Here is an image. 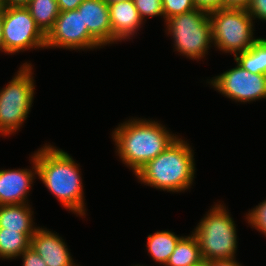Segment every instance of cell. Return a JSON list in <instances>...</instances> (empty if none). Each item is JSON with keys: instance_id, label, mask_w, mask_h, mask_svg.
<instances>
[{"instance_id": "obj_25", "label": "cell", "mask_w": 266, "mask_h": 266, "mask_svg": "<svg viewBox=\"0 0 266 266\" xmlns=\"http://www.w3.org/2000/svg\"><path fill=\"white\" fill-rule=\"evenodd\" d=\"M21 256L22 266H47L43 259L31 247L25 250Z\"/></svg>"}, {"instance_id": "obj_23", "label": "cell", "mask_w": 266, "mask_h": 266, "mask_svg": "<svg viewBox=\"0 0 266 266\" xmlns=\"http://www.w3.org/2000/svg\"><path fill=\"white\" fill-rule=\"evenodd\" d=\"M248 212L246 214L248 224L266 236V200Z\"/></svg>"}, {"instance_id": "obj_9", "label": "cell", "mask_w": 266, "mask_h": 266, "mask_svg": "<svg viewBox=\"0 0 266 266\" xmlns=\"http://www.w3.org/2000/svg\"><path fill=\"white\" fill-rule=\"evenodd\" d=\"M234 68L210 79L207 83L235 102H252L266 99V75L254 74L238 63Z\"/></svg>"}, {"instance_id": "obj_26", "label": "cell", "mask_w": 266, "mask_h": 266, "mask_svg": "<svg viewBox=\"0 0 266 266\" xmlns=\"http://www.w3.org/2000/svg\"><path fill=\"white\" fill-rule=\"evenodd\" d=\"M197 9L205 12H212L218 9H223V0H193Z\"/></svg>"}, {"instance_id": "obj_11", "label": "cell", "mask_w": 266, "mask_h": 266, "mask_svg": "<svg viewBox=\"0 0 266 266\" xmlns=\"http://www.w3.org/2000/svg\"><path fill=\"white\" fill-rule=\"evenodd\" d=\"M31 156L32 169L0 170V205L29 203L27 196L37 176L35 156Z\"/></svg>"}, {"instance_id": "obj_1", "label": "cell", "mask_w": 266, "mask_h": 266, "mask_svg": "<svg viewBox=\"0 0 266 266\" xmlns=\"http://www.w3.org/2000/svg\"><path fill=\"white\" fill-rule=\"evenodd\" d=\"M34 156L38 179L68 211L85 216L86 203L79 164L64 150L47 143Z\"/></svg>"}, {"instance_id": "obj_4", "label": "cell", "mask_w": 266, "mask_h": 266, "mask_svg": "<svg viewBox=\"0 0 266 266\" xmlns=\"http://www.w3.org/2000/svg\"><path fill=\"white\" fill-rule=\"evenodd\" d=\"M192 234L196 237L203 261L234 259L237 250V229L223 204L206 212Z\"/></svg>"}, {"instance_id": "obj_22", "label": "cell", "mask_w": 266, "mask_h": 266, "mask_svg": "<svg viewBox=\"0 0 266 266\" xmlns=\"http://www.w3.org/2000/svg\"><path fill=\"white\" fill-rule=\"evenodd\" d=\"M142 20L145 17L162 16L164 18L162 0H133Z\"/></svg>"}, {"instance_id": "obj_13", "label": "cell", "mask_w": 266, "mask_h": 266, "mask_svg": "<svg viewBox=\"0 0 266 266\" xmlns=\"http://www.w3.org/2000/svg\"><path fill=\"white\" fill-rule=\"evenodd\" d=\"M89 34L101 45L112 43L108 4L103 0H84L78 7Z\"/></svg>"}, {"instance_id": "obj_20", "label": "cell", "mask_w": 266, "mask_h": 266, "mask_svg": "<svg viewBox=\"0 0 266 266\" xmlns=\"http://www.w3.org/2000/svg\"><path fill=\"white\" fill-rule=\"evenodd\" d=\"M26 7L29 9L36 25L47 35L60 13L57 0H30Z\"/></svg>"}, {"instance_id": "obj_16", "label": "cell", "mask_w": 266, "mask_h": 266, "mask_svg": "<svg viewBox=\"0 0 266 266\" xmlns=\"http://www.w3.org/2000/svg\"><path fill=\"white\" fill-rule=\"evenodd\" d=\"M182 237L168 230L157 231L148 235L146 249L156 263L165 266Z\"/></svg>"}, {"instance_id": "obj_30", "label": "cell", "mask_w": 266, "mask_h": 266, "mask_svg": "<svg viewBox=\"0 0 266 266\" xmlns=\"http://www.w3.org/2000/svg\"><path fill=\"white\" fill-rule=\"evenodd\" d=\"M30 0H0V5L3 7L10 6H26Z\"/></svg>"}, {"instance_id": "obj_18", "label": "cell", "mask_w": 266, "mask_h": 266, "mask_svg": "<svg viewBox=\"0 0 266 266\" xmlns=\"http://www.w3.org/2000/svg\"><path fill=\"white\" fill-rule=\"evenodd\" d=\"M34 233H19L18 231L0 228V259H16L30 247V239Z\"/></svg>"}, {"instance_id": "obj_32", "label": "cell", "mask_w": 266, "mask_h": 266, "mask_svg": "<svg viewBox=\"0 0 266 266\" xmlns=\"http://www.w3.org/2000/svg\"><path fill=\"white\" fill-rule=\"evenodd\" d=\"M103 1L106 2L109 5V4L121 2V1H124V0H103Z\"/></svg>"}, {"instance_id": "obj_21", "label": "cell", "mask_w": 266, "mask_h": 266, "mask_svg": "<svg viewBox=\"0 0 266 266\" xmlns=\"http://www.w3.org/2000/svg\"><path fill=\"white\" fill-rule=\"evenodd\" d=\"M165 21L172 16L197 9L193 0H162Z\"/></svg>"}, {"instance_id": "obj_2", "label": "cell", "mask_w": 266, "mask_h": 266, "mask_svg": "<svg viewBox=\"0 0 266 266\" xmlns=\"http://www.w3.org/2000/svg\"><path fill=\"white\" fill-rule=\"evenodd\" d=\"M111 136L116 145V155L135 174L178 137L160 122L145 118H131L119 124Z\"/></svg>"}, {"instance_id": "obj_17", "label": "cell", "mask_w": 266, "mask_h": 266, "mask_svg": "<svg viewBox=\"0 0 266 266\" xmlns=\"http://www.w3.org/2000/svg\"><path fill=\"white\" fill-rule=\"evenodd\" d=\"M203 262L197 239L191 234L179 240L165 266H199Z\"/></svg>"}, {"instance_id": "obj_29", "label": "cell", "mask_w": 266, "mask_h": 266, "mask_svg": "<svg viewBox=\"0 0 266 266\" xmlns=\"http://www.w3.org/2000/svg\"><path fill=\"white\" fill-rule=\"evenodd\" d=\"M207 266H242V264H239L236 261V258L234 259H221V260H211L206 261Z\"/></svg>"}, {"instance_id": "obj_14", "label": "cell", "mask_w": 266, "mask_h": 266, "mask_svg": "<svg viewBox=\"0 0 266 266\" xmlns=\"http://www.w3.org/2000/svg\"><path fill=\"white\" fill-rule=\"evenodd\" d=\"M112 30V44L133 38L134 34L142 27L138 10L133 0H124L108 5Z\"/></svg>"}, {"instance_id": "obj_24", "label": "cell", "mask_w": 266, "mask_h": 266, "mask_svg": "<svg viewBox=\"0 0 266 266\" xmlns=\"http://www.w3.org/2000/svg\"><path fill=\"white\" fill-rule=\"evenodd\" d=\"M246 10L253 20L258 18L261 21H266V0H251Z\"/></svg>"}, {"instance_id": "obj_8", "label": "cell", "mask_w": 266, "mask_h": 266, "mask_svg": "<svg viewBox=\"0 0 266 266\" xmlns=\"http://www.w3.org/2000/svg\"><path fill=\"white\" fill-rule=\"evenodd\" d=\"M2 33L5 54L45 48L46 35L36 25L26 6L4 7Z\"/></svg>"}, {"instance_id": "obj_28", "label": "cell", "mask_w": 266, "mask_h": 266, "mask_svg": "<svg viewBox=\"0 0 266 266\" xmlns=\"http://www.w3.org/2000/svg\"><path fill=\"white\" fill-rule=\"evenodd\" d=\"M251 0H223L224 8L246 9Z\"/></svg>"}, {"instance_id": "obj_12", "label": "cell", "mask_w": 266, "mask_h": 266, "mask_svg": "<svg viewBox=\"0 0 266 266\" xmlns=\"http://www.w3.org/2000/svg\"><path fill=\"white\" fill-rule=\"evenodd\" d=\"M30 247L47 266H79L74 263L64 239L46 228L36 230L30 239Z\"/></svg>"}, {"instance_id": "obj_3", "label": "cell", "mask_w": 266, "mask_h": 266, "mask_svg": "<svg viewBox=\"0 0 266 266\" xmlns=\"http://www.w3.org/2000/svg\"><path fill=\"white\" fill-rule=\"evenodd\" d=\"M194 150L184 139L177 137L155 159L135 174L139 182L167 192L190 189L195 178Z\"/></svg>"}, {"instance_id": "obj_27", "label": "cell", "mask_w": 266, "mask_h": 266, "mask_svg": "<svg viewBox=\"0 0 266 266\" xmlns=\"http://www.w3.org/2000/svg\"><path fill=\"white\" fill-rule=\"evenodd\" d=\"M84 0H57L59 10L62 11H71L77 9V7L83 2Z\"/></svg>"}, {"instance_id": "obj_6", "label": "cell", "mask_w": 266, "mask_h": 266, "mask_svg": "<svg viewBox=\"0 0 266 266\" xmlns=\"http://www.w3.org/2000/svg\"><path fill=\"white\" fill-rule=\"evenodd\" d=\"M165 22L166 33L173 38L174 48L191 60L204 58L213 44L209 13L194 9L170 17Z\"/></svg>"}, {"instance_id": "obj_7", "label": "cell", "mask_w": 266, "mask_h": 266, "mask_svg": "<svg viewBox=\"0 0 266 266\" xmlns=\"http://www.w3.org/2000/svg\"><path fill=\"white\" fill-rule=\"evenodd\" d=\"M214 46L233 54L248 50L258 38L253 35V18L246 9L223 8L209 13Z\"/></svg>"}, {"instance_id": "obj_33", "label": "cell", "mask_w": 266, "mask_h": 266, "mask_svg": "<svg viewBox=\"0 0 266 266\" xmlns=\"http://www.w3.org/2000/svg\"><path fill=\"white\" fill-rule=\"evenodd\" d=\"M199 266H207V263L206 262H203L201 265Z\"/></svg>"}, {"instance_id": "obj_19", "label": "cell", "mask_w": 266, "mask_h": 266, "mask_svg": "<svg viewBox=\"0 0 266 266\" xmlns=\"http://www.w3.org/2000/svg\"><path fill=\"white\" fill-rule=\"evenodd\" d=\"M234 60L251 73L266 75V39L258 38L248 50L236 54Z\"/></svg>"}, {"instance_id": "obj_5", "label": "cell", "mask_w": 266, "mask_h": 266, "mask_svg": "<svg viewBox=\"0 0 266 266\" xmlns=\"http://www.w3.org/2000/svg\"><path fill=\"white\" fill-rule=\"evenodd\" d=\"M33 65L23 63L6 87L0 90V134L10 136L22 127L34 100Z\"/></svg>"}, {"instance_id": "obj_10", "label": "cell", "mask_w": 266, "mask_h": 266, "mask_svg": "<svg viewBox=\"0 0 266 266\" xmlns=\"http://www.w3.org/2000/svg\"><path fill=\"white\" fill-rule=\"evenodd\" d=\"M56 47L78 51L102 48L89 34L78 9L60 12L53 28L47 33L45 49Z\"/></svg>"}, {"instance_id": "obj_15", "label": "cell", "mask_w": 266, "mask_h": 266, "mask_svg": "<svg viewBox=\"0 0 266 266\" xmlns=\"http://www.w3.org/2000/svg\"><path fill=\"white\" fill-rule=\"evenodd\" d=\"M30 207L28 203L0 205V228L19 233H35L39 227L34 225V211Z\"/></svg>"}, {"instance_id": "obj_31", "label": "cell", "mask_w": 266, "mask_h": 266, "mask_svg": "<svg viewBox=\"0 0 266 266\" xmlns=\"http://www.w3.org/2000/svg\"><path fill=\"white\" fill-rule=\"evenodd\" d=\"M3 19H4V7L0 5V51L5 52L3 33H2Z\"/></svg>"}]
</instances>
